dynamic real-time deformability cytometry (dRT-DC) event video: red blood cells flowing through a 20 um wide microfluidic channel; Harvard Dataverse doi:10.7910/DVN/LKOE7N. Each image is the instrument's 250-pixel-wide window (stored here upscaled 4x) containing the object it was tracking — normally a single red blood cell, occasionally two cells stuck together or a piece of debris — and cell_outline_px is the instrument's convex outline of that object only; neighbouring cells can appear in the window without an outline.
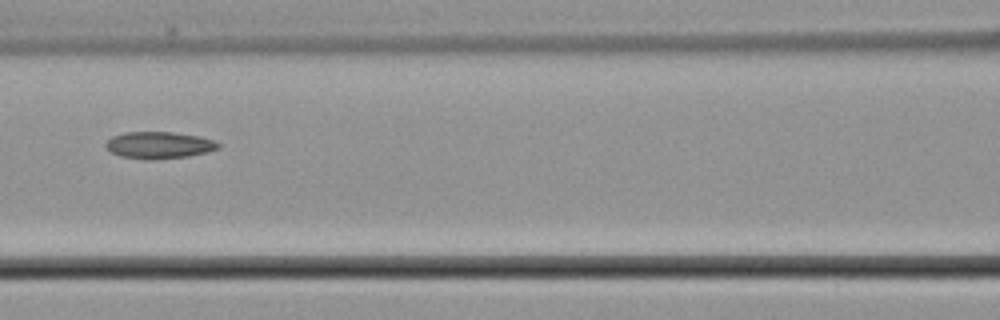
{"species": "common noctule bat (a hibernating species)", "species_latin": "Nyctalus noctula", "temperature_condition": "cold", "stored_images_in_passage": 8, "camera_frame_rate_fps": 3000, "um_per_image_px": 0.085, "animal": {"sex": "male", "body_mass_g": 21.5, "forearm_length_mm": 52.0}, "frame": {"image": 1, "passage_image": 8, "time_ms": 9.333, "image_size_px": [1000, 320], "cell_outline_px": [[220, 148], [208, 152], [188, 156], [152, 160], [144, 160], [120, 156], [112, 152], [104, 144], [112, 136], [124, 132], [172, 132], [200, 136], [212, 140], [220, 144]], "centroid_in_image_um": [13.52, 12.34], "position_along_channel_um": 153.1, "area_um2": 17.69}}